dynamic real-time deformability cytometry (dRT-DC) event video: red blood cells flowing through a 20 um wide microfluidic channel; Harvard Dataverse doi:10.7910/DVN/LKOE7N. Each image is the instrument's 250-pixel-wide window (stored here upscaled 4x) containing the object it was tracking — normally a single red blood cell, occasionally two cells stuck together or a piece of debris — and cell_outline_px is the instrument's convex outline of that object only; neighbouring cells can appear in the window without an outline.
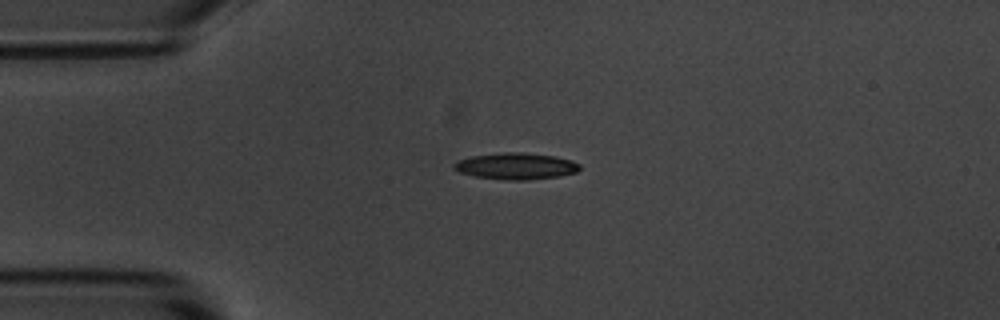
{"species": "common noctule bat (a hibernating species)", "species_latin": "Nyctalus noctula", "temperature_condition": "room temperature", "stored_images_in_passage": 5, "camera_frame_rate_fps": 3000, "um_per_image_px": 0.085, "animal": {"sex": "male", "body_mass_g": 20.1, "forearm_length_mm": 53.5}, "frame": {"image": 1, "passage_image": 4, "time_ms": 3.333, "image_size_px": [1000, 320], "cell_outline_px": [[580, 168], [576, 172], [560, 176], [528, 180], [508, 180], [476, 176], [460, 172], [452, 168], [452, 164], [456, 160], [472, 156], [504, 152], [524, 152], [556, 156], [572, 160], [580, 164]], "centroid_in_image_um": [43.86, 14.11], "position_along_channel_um": 41.1, "area_um2": 19.54}}